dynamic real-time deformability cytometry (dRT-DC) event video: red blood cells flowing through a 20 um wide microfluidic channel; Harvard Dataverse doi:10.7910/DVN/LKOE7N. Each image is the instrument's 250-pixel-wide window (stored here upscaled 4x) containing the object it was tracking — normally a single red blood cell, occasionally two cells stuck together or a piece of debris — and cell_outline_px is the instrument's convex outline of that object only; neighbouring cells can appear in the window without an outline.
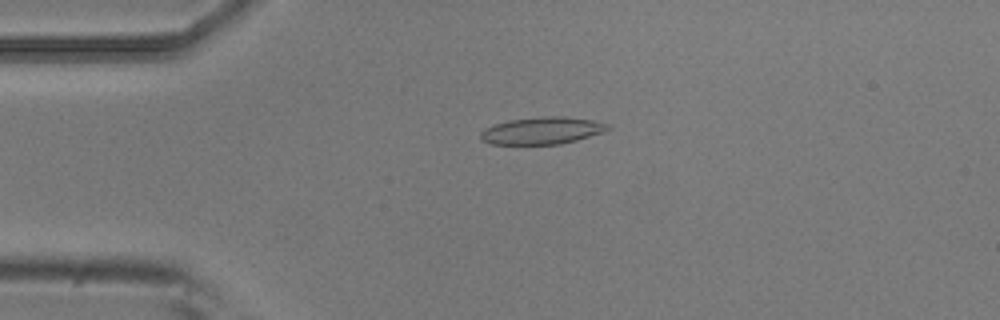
{"species": "common noctule bat (a hibernating species)", "species_latin": "Nyctalus noctula", "temperature_condition": "room temperature", "stored_images_in_passage": 5, "camera_frame_rate_fps": 3000, "um_per_image_px": 0.085, "animal": {"sex": "male", "body_mass_g": 20.5, "forearm_length_mm": 52.5}, "frame": {"image": 1, "passage_image": 4, "time_ms": 1.0, "image_size_px": [1000, 320], "cell_outline_px": [[612, 128], [604, 132], [576, 140], [560, 144], [488, 144], [480, 140], [480, 132], [484, 128], [508, 120], [544, 116], [564, 116], [592, 120], [608, 124]], "centroid_in_image_um": [46.06, 11.1], "position_along_channel_um": 38.9, "area_um2": 20.23}}